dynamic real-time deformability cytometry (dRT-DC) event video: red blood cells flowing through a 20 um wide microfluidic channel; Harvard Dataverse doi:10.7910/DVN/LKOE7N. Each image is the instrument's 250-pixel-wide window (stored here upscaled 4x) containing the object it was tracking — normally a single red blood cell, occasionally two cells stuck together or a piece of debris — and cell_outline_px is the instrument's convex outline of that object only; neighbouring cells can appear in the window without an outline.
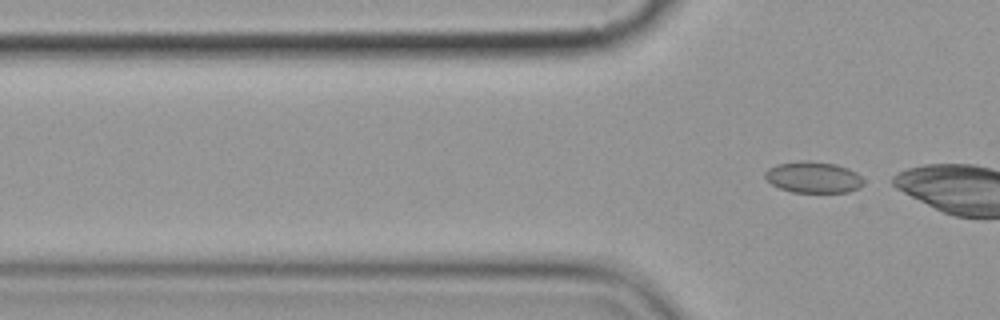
{"species": "common noctule bat (a hibernating species)", "species_latin": "Nyctalus noctula", "temperature_condition": "cold", "stored_images_in_passage": 6, "segment_of_instrument_passage": [2, 2], "camera_frame_rate_fps": 3000, "um_per_image_px": 0.085, "animal": {"sex": "female", "body_mass_g": 19.9}, "frame": {"image": 1, "passage_image": 6, "time_ms": 5.667, "image_size_px": [1000, 320], "cell_outline_px": [[864, 184], [860, 188], [848, 192], [792, 192], [780, 188], [772, 184], [764, 176], [764, 172], [768, 168], [776, 164], [808, 160], [836, 164], [848, 168], [856, 172], [864, 180]], "centroid_in_image_um": [69.15, 15.06], "position_along_channel_um": 56.7, "area_um2": 18.03}}